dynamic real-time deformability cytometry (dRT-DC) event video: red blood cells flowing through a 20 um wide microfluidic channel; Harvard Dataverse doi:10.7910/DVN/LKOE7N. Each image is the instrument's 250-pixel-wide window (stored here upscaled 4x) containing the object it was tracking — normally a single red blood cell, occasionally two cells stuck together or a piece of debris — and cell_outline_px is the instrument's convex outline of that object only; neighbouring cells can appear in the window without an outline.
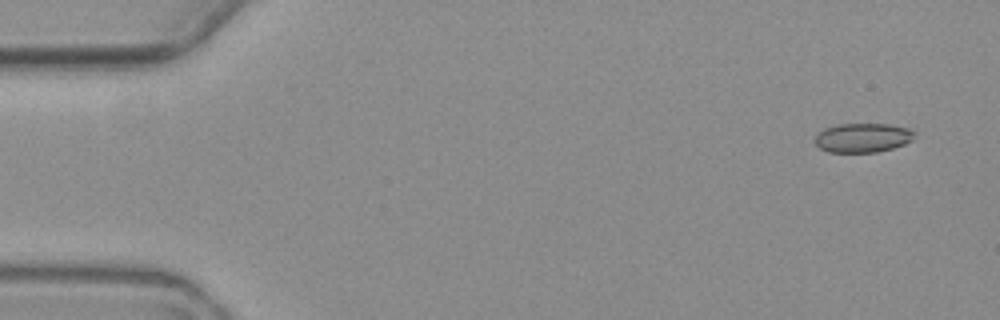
{"species": "common noctule bat (a hibernating species)", "species_latin": "Nyctalus noctula", "temperature_condition": "warm", "stored_images_in_passage": 6, "camera_frame_rate_fps": 3000, "um_per_image_px": 0.085, "animal": {"sex": "female", "body_mass_g": 19.3, "forearm_length_mm": 54.1}, "frame": {"image": 1, "passage_image": 1, "time_ms": 0.0, "image_size_px": [1000, 320], "cell_outline_px": [[916, 132], [912, 140], [904, 144], [892, 148], [876, 152], [828, 152], [820, 148], [816, 144], [816, 136], [824, 128], [836, 124], [888, 124], [912, 128]], "centroid_in_image_um": [73.37, 11.7], "position_along_channel_um": 11.6, "area_um2": 16.99}}
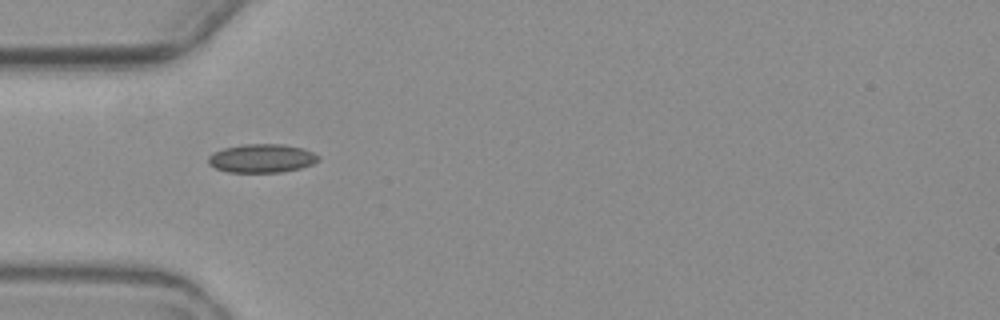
{"frame": {"image": 2, "passage_image": 5, "time_ms": 5.0, "image_size_px": [1000, 320], "cell_outline_px": [[320, 160], [312, 164], [300, 168], [280, 172], [228, 172], [216, 168], [208, 164], [208, 156], [212, 152], [224, 148], [244, 144], [284, 144], [304, 148], [320, 156]], "centroid_in_image_um": [22.25, 13.45], "position_along_channel_um": 62.7, "area_um2": 18.44}}
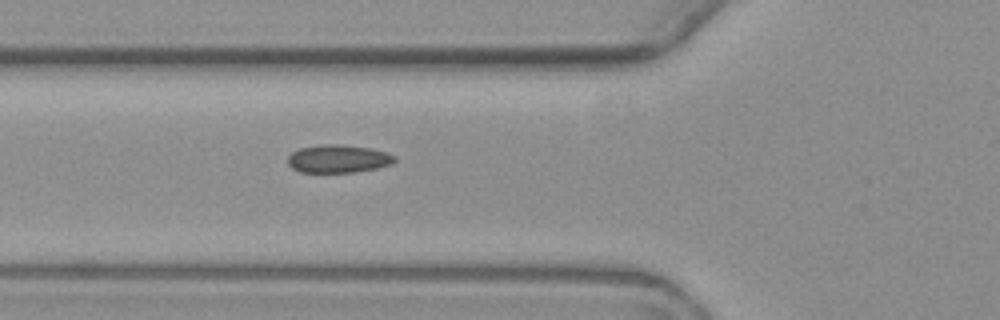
{"frame": {"image": 3, "passage_image": 6, "time_ms": 6.0, "image_size_px": [1000, 320], "cell_outline_px": [[396, 160], [392, 164], [376, 168], [352, 172], [300, 172], [292, 168], [288, 164], [288, 156], [292, 152], [300, 148], [320, 144], [340, 144], [372, 148], [388, 152], [396, 156]], "centroid_in_image_um": [28.77, 13.48], "position_along_channel_um": 97.0, "area_um2": 17.57}}